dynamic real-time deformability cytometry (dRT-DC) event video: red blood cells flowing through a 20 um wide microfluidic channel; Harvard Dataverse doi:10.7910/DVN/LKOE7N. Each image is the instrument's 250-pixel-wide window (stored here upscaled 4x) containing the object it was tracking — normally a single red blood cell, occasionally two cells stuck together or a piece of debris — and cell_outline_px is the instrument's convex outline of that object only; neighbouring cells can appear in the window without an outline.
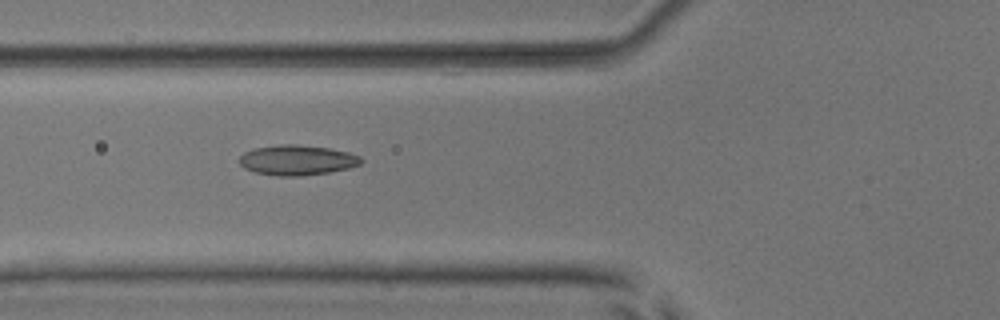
{"species": "common noctule bat (a hibernating species)", "species_latin": "Nyctalus noctula", "temperature_condition": "room temperature", "stored_images_in_passage": 6, "camera_frame_rate_fps": 3000, "um_per_image_px": 0.085, "animal": {"sex": "male", "body_mass_g": 17.9, "forearm_length_mm": 54.2}, "frame": {"image": 1, "passage_image": 4, "time_ms": 3.333, "image_size_px": [1000, 320], "cell_outline_px": [[364, 160], [360, 164], [348, 168], [328, 172], [300, 176], [276, 176], [256, 172], [244, 168], [240, 164], [240, 156], [244, 152], [252, 148], [280, 144], [296, 144], [328, 148], [348, 152], [360, 156]], "centroid_in_image_um": [25.24, 13.6], "position_along_channel_um": 100.6, "area_um2": 21.39}}
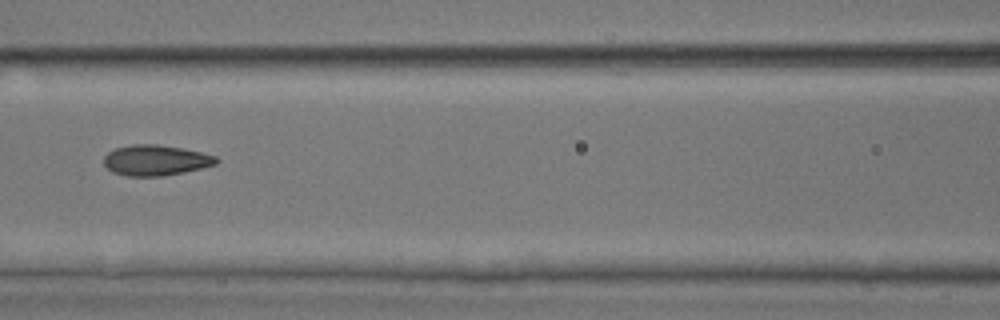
{"frame": {"image": 2, "passage_image": 5, "time_ms": 4.667, "image_size_px": [1000, 320], "cell_outline_px": [[220, 160], [216, 164], [184, 172], [164, 176], [128, 176], [112, 172], [104, 164], [104, 156], [108, 152], [116, 148], [132, 144], [156, 144], [184, 148], [216, 156]], "centroid_in_image_um": [13.23, 13.62], "position_along_channel_um": 153.4, "area_um2": 20.06}}